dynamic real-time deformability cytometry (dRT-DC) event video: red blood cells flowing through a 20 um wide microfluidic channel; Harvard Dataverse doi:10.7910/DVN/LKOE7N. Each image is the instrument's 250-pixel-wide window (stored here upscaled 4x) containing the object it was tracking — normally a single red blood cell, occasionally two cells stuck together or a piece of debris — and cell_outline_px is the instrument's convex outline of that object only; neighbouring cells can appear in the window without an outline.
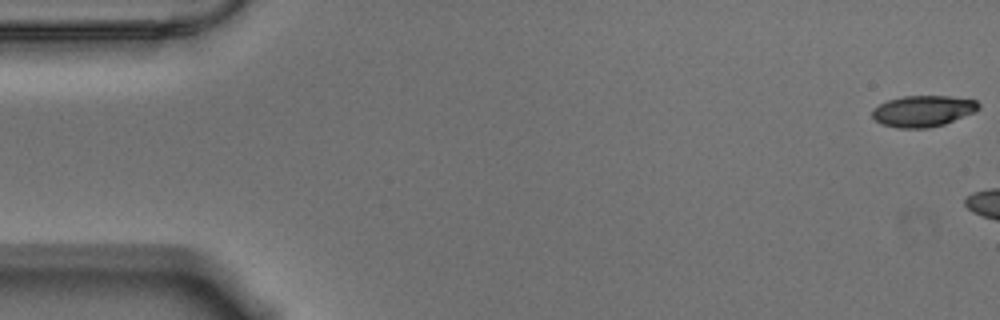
{"species": "Egyptian fruit bat (a non-hibernating species)", "species_latin": "Rousettus aegyptiacus", "temperature_condition": "warm", "stored_images_in_passage": 6, "camera_frame_rate_fps": 3000, "um_per_image_px": 0.085, "animal": {"sex": "male"}, "frame": {"image": 1, "passage_image": 1, "time_ms": 0.0, "image_size_px": [1000, 320], "cell_outline_px": [[980, 108], [976, 112], [944, 124], [928, 128], [896, 128], [884, 124], [876, 120], [872, 116], [872, 108], [888, 100], [904, 96], [948, 96], [976, 100], [980, 104]], "centroid_in_image_um": [78.48, 9.44], "position_along_channel_um": 6.5, "area_um2": 19.36}}